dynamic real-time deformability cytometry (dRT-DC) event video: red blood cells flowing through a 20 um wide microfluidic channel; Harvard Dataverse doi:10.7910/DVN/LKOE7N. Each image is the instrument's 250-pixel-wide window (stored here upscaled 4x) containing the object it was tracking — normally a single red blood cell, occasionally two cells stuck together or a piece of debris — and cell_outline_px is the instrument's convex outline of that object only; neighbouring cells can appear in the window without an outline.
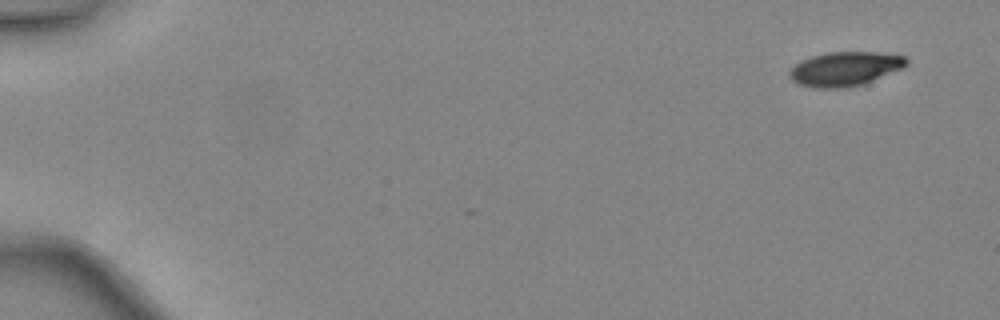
{"species": "common noctule bat (a hibernating species)", "species_latin": "Nyctalus noctula", "temperature_condition": "warm", "stored_images_in_passage": 45, "camera_frame_rate_fps": 3000, "um_per_image_px": 0.085, "animal": {"sex": "female", "body_mass_g": 24.6, "forearm_length_mm": 56.2}, "frame": {"image": 1, "passage_image": 1, "time_ms": 0.0, "image_size_px": [1000, 320], "cell_outline_px": [[908, 64], [904, 68], [864, 84], [848, 88], [816, 88], [800, 84], [792, 80], [788, 76], [788, 72], [800, 60], [812, 56], [828, 52], [876, 52], [904, 56], [908, 60]], "centroid_in_image_um": [71.83, 5.86], "position_along_channel_um": 13.2, "area_um2": 23.47}}
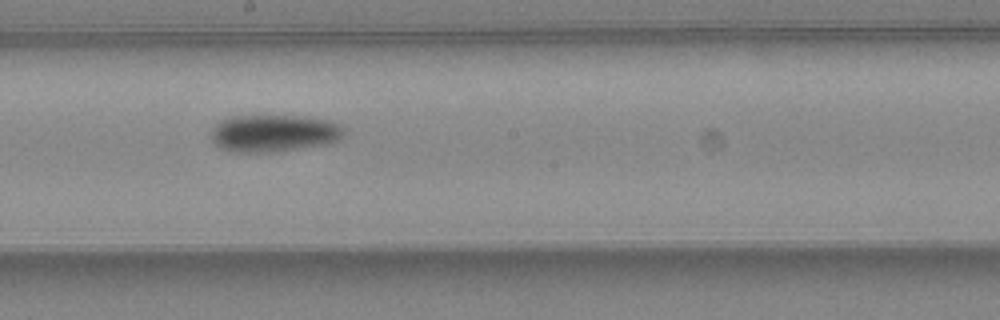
{"frame": {"image": 2, "passage_image": 26, "time_ms": 8.333, "image_size_px": [1000, 320], "cell_outline_px": [[344, 136], [340, 140], [328, 144], [276, 152], [232, 152], [220, 148], [208, 136], [212, 128], [220, 120], [236, 116], [304, 116], [332, 120], [340, 124], [344, 128]], "centroid_in_image_um": [23.3, 11.33], "position_along_channel_um": 224.9, "area_um2": 29.36}}
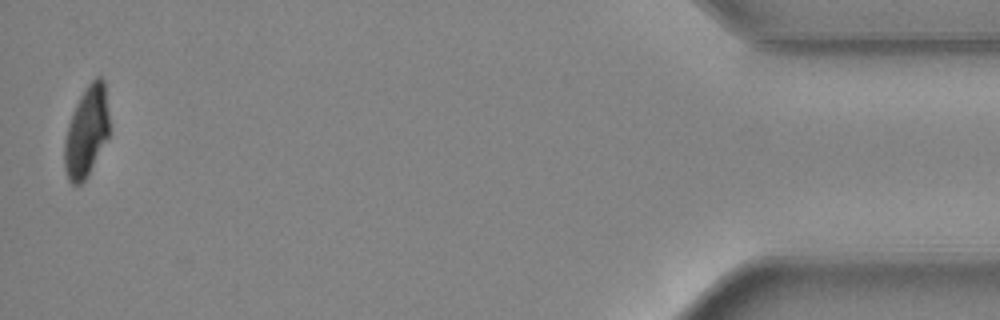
{"frame": {"image": 3, "passage_image": 45, "time_ms": 14.667, "image_size_px": [1000, 320], "cell_outline_px": [[108, 136], [84, 180], [80, 184], [72, 184], [68, 180], [64, 168], [64, 140], [68, 124], [72, 112], [80, 96], [88, 84], [96, 76], [100, 76], [104, 80], [108, 112]], "centroid_in_image_um": [7.32, 11.17], "position_along_channel_um": 427.9, "area_um2": 23.29}, "authors_computed_cell_mechanics": {"area_um2": 26.6458, "velocity_mm_per_s": 4.4678, "shape_relaxation_time_tau1_ms": 3.0275, "shape_relaxation_time_tau2_ms": 9.7628, "deformation_change_tau1": 0.1601, "deformation_change_tau2": 0.1423}}